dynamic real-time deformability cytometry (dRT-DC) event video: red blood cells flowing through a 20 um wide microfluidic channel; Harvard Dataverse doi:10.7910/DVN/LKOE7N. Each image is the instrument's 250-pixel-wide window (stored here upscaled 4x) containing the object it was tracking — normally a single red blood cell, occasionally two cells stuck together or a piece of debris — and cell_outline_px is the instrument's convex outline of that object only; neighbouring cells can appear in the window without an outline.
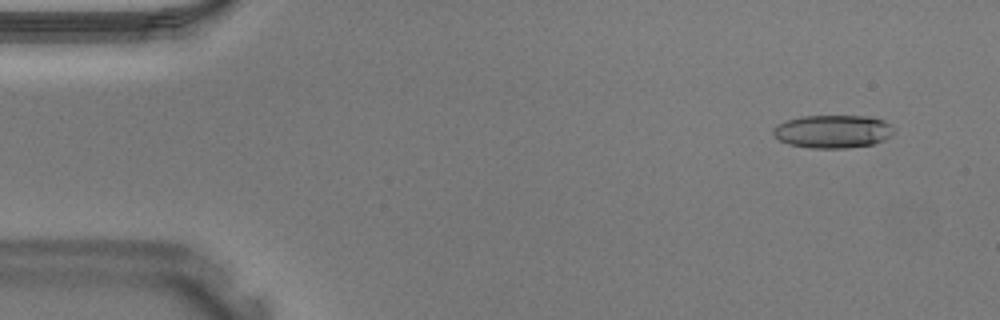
{"species": "Egyptian fruit bat (a non-hibernating species)", "species_latin": "Rousettus aegyptiacus", "temperature_condition": "warm", "stored_images_in_passage": 38, "camera_frame_rate_fps": 3000, "um_per_image_px": 0.085, "animal": {"sex": "male"}, "frame": {"image": 1, "passage_image": 1, "time_ms": 0.0, "image_size_px": [1000, 320], "cell_outline_px": [[896, 132], [892, 136], [884, 140], [872, 144], [844, 148], [812, 148], [788, 144], [780, 140], [772, 132], [772, 128], [788, 120], [800, 116], [868, 116], [884, 120]], "centroid_in_image_um": [70.81, 11.17], "position_along_channel_um": 14.2, "area_um2": 23.18}}
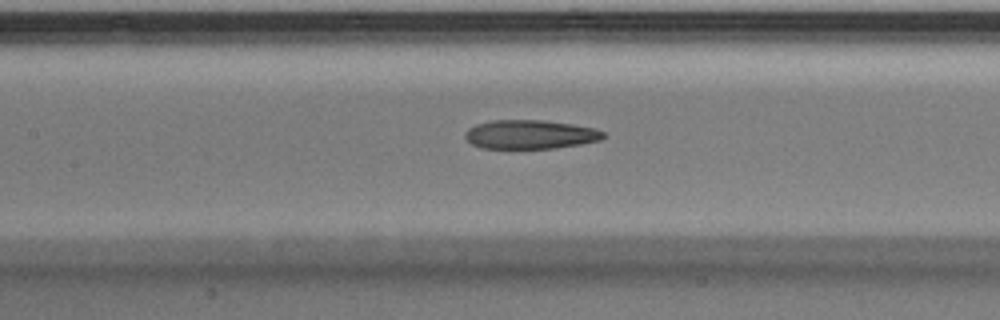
{"frame": {"image": 2, "passage_image": 16, "time_ms": 5.0, "image_size_px": [1000, 320], "cell_outline_px": [[604, 136], [600, 140], [580, 144], [552, 148], [480, 148], [472, 144], [464, 136], [464, 132], [468, 128], [476, 124], [492, 120], [544, 120], [572, 124], [596, 128], [604, 132]], "centroid_in_image_um": [45.04, 11.42], "position_along_channel_um": 162.4, "area_um2": 23.29}}
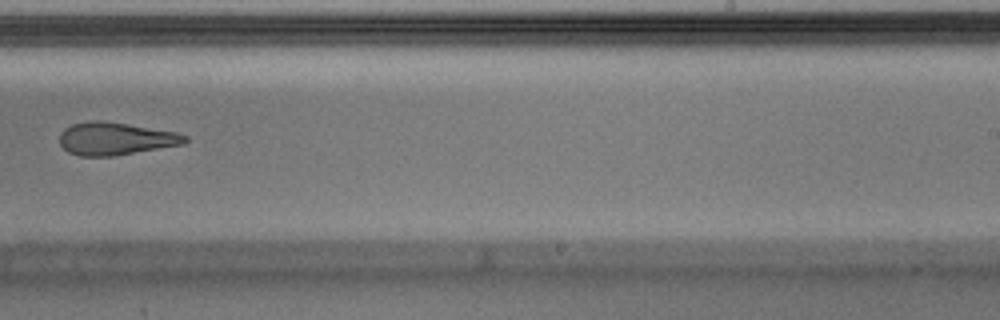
{"frame": {"image": 3, "passage_image": 23, "time_ms": 7.333, "image_size_px": [1000, 320], "cell_outline_px": [[188, 140], [184, 144], [116, 156], [80, 156], [68, 152], [60, 144], [60, 132], [64, 128], [72, 124], [88, 120], [100, 120], [176, 132], [188, 136]], "centroid_in_image_um": [9.8, 11.79], "position_along_channel_um": 279.2, "area_um2": 23.93}}